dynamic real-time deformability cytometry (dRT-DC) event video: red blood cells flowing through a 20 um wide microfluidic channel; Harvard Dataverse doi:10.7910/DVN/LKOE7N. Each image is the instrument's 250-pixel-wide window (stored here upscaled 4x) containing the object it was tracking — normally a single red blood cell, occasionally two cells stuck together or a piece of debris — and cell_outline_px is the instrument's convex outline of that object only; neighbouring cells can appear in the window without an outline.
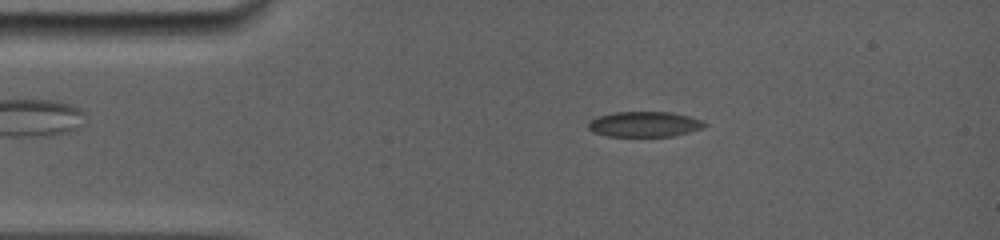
{"species": "common noctule bat (a hibernating species)", "species_latin": "Nyctalus noctula", "temperature_condition": "room temperature", "stored_images_in_passage": 93, "camera_frame_rate_fps": 5000, "um_per_image_px": 0.085, "animal": {"sex": "female", "body_mass_g": 19.0, "forearm_length_mm": 56.7}, "frame": {"image": 1, "passage_image": 9, "time_ms": 1.2, "image_size_px": [1000, 240], "cell_outline_px": [[708, 124], [704, 128], [672, 136], [608, 136], [592, 132], [588, 128], [588, 120], [612, 112], [672, 112], [704, 120]], "centroid_in_image_um": [54.79, 10.55], "position_along_channel_um": 30.2, "area_um2": 17.28}}
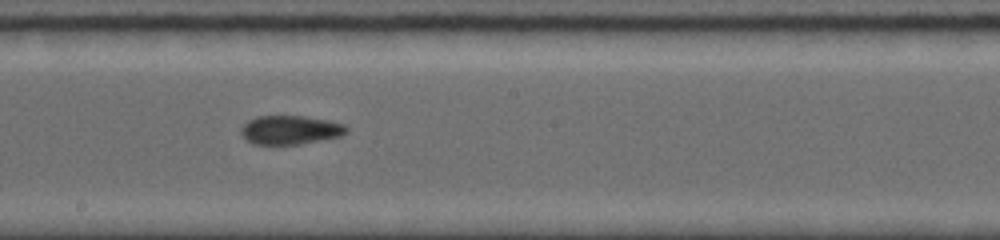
{"frame": {"image": 2, "passage_image": 50, "time_ms": 7.2, "image_size_px": [1000, 240], "cell_outline_px": [[348, 132], [340, 136], [300, 144], [252, 144], [240, 132], [240, 128], [248, 120], [256, 116], [304, 116], [328, 120], [344, 124], [348, 128]], "centroid_in_image_um": [24.67, 11.04], "position_along_channel_um": 223.5, "area_um2": 17.69}}
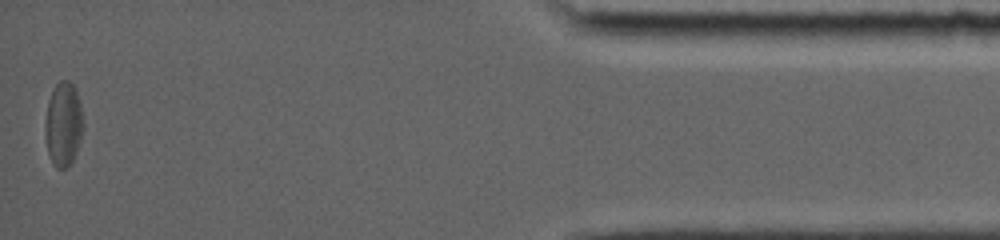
{"frame": {"image": 3, "passage_image": 93, "time_ms": 14.2, "image_size_px": [1000, 240], "cell_outline_px": [[84, 128], [76, 152], [72, 160], [64, 168], [56, 168], [52, 164], [48, 152], [44, 132], [44, 124], [48, 100], [56, 84], [60, 80], [68, 80], [76, 88], [80, 100], [84, 124]], "centroid_in_image_um": [5.39, 10.53], "position_along_channel_um": 429.8, "area_um2": 18.9}, "authors_computed_cell_mechanics": {"area_um2": 18.1492, "velocity_mm_per_s": 3.8802, "shape_relaxation_time_tau1_ms": null, "shape_relaxation_time_tau2_ms": 3.2758, "deformation_change_tau1": null, "deformation_change_tau2": 0.0854}}